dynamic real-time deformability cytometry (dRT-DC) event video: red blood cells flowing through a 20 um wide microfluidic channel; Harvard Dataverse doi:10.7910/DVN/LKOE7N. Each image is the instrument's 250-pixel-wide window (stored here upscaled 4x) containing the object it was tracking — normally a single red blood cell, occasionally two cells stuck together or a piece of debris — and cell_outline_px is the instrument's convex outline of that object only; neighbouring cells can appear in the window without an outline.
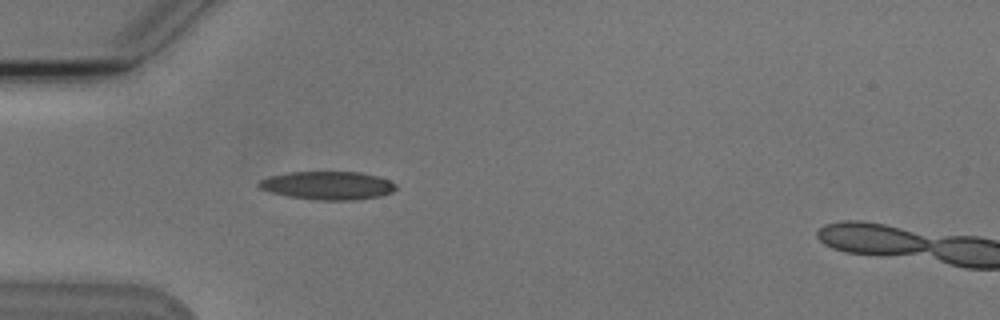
{"species": "Egyptian fruit bat (a non-hibernating species)", "species_latin": "Rousettus aegyptiacus", "temperature_condition": "cold", "stored_images_in_passage": 5, "camera_frame_rate_fps": 3000, "um_per_image_px": 0.085, "animal": {"sex": "male"}, "frame": {"image": 1, "passage_image": 4, "time_ms": 4.333, "image_size_px": [1000, 320], "cell_outline_px": [[396, 188], [392, 192], [380, 196], [352, 200], [316, 200], [288, 196], [268, 192], [260, 188], [256, 184], [260, 180], [272, 176], [292, 172], [360, 172], [376, 176], [388, 180], [396, 184]], "centroid_in_image_um": [27.84, 15.77], "position_along_channel_um": 57.2, "area_um2": 22.43}}